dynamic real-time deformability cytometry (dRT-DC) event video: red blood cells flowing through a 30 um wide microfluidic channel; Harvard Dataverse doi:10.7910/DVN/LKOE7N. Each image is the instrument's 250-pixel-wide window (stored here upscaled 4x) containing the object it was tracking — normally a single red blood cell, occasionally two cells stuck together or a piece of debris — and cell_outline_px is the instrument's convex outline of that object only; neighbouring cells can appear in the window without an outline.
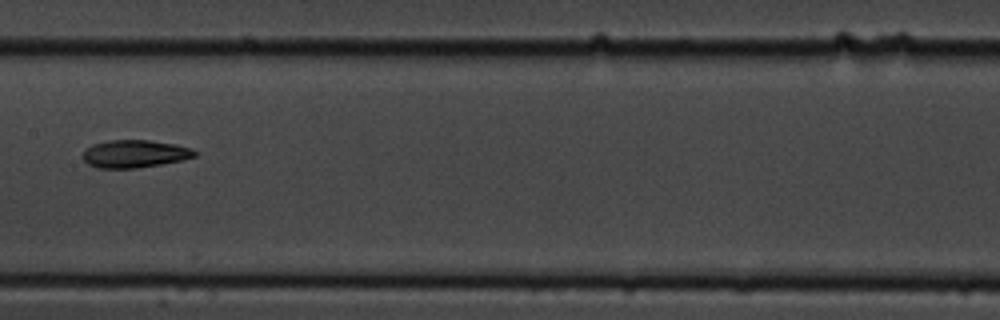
{"species": "common noctule bat (a hibernating species)", "species_latin": "Nyctalus noctula", "temperature_condition": "cold", "stored_images_in_passage": 16, "camera_frame_rate_fps": 3000, "um_per_image_px": 0.085, "animal": {"sex": "male", "body_mass_g": 19.5, "forearm_length_mm": 54.6}, "frame": {"image": 1, "passage_image": 9, "time_ms": 10.0, "image_size_px": [1000, 320], "cell_outline_px": [[200, 152], [196, 156], [180, 160], [160, 164], [136, 168], [96, 168], [88, 164], [84, 160], [84, 148], [92, 144], [112, 140], [148, 140], [176, 144], [192, 148]], "centroid_in_image_um": [11.46, 13.07], "position_along_channel_um": 195.9, "area_um2": 18.09}}
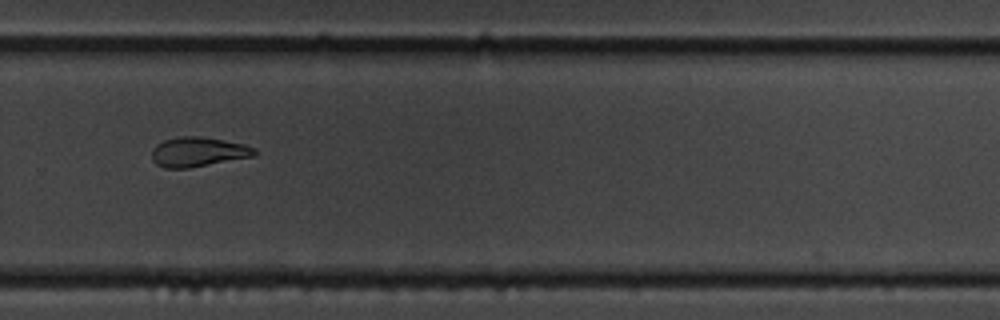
{"frame": {"image": 2, "passage_image": 12, "time_ms": 13.333, "image_size_px": [1000, 320], "cell_outline_px": [[256, 156], [188, 168], [164, 168], [156, 164], [152, 160], [152, 148], [156, 144], [164, 140], [180, 136], [200, 136], [244, 144], [256, 148]], "centroid_in_image_um": [16.83, 12.91], "position_along_channel_um": 313.0, "area_um2": 17.8}}
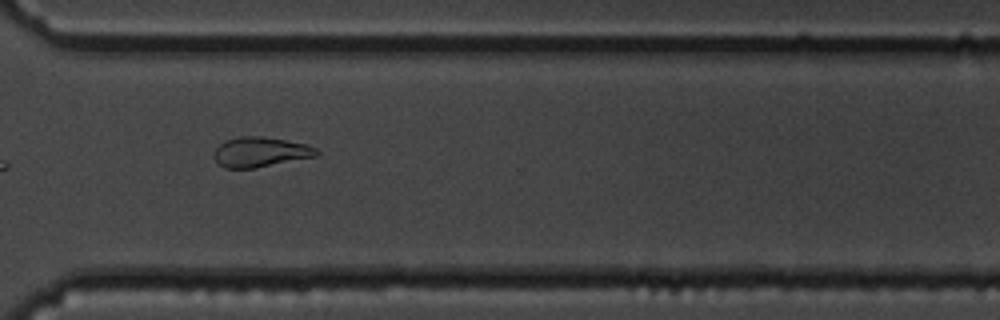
{"frame": {"image": 3, "passage_image": 13, "time_ms": 14.333, "image_size_px": [1000, 320], "cell_outline_px": [[320, 156], [256, 168], [224, 168], [216, 160], [216, 148], [224, 140], [240, 136], [260, 136], [308, 144], [316, 148], [320, 152]], "centroid_in_image_um": [22.21, 12.92], "position_along_channel_um": 348.4, "area_um2": 17.98}, "authors_computed_cell_mechanics": {"area_um2": 18.0336, "velocity_mm_per_s": 3.5101, "shape_relaxation_time_tau1_ms": 1.6262, "shape_relaxation_time_tau2_ms": null, "deformation_change_tau1": 0.0336, "deformation_change_tau2": null}}